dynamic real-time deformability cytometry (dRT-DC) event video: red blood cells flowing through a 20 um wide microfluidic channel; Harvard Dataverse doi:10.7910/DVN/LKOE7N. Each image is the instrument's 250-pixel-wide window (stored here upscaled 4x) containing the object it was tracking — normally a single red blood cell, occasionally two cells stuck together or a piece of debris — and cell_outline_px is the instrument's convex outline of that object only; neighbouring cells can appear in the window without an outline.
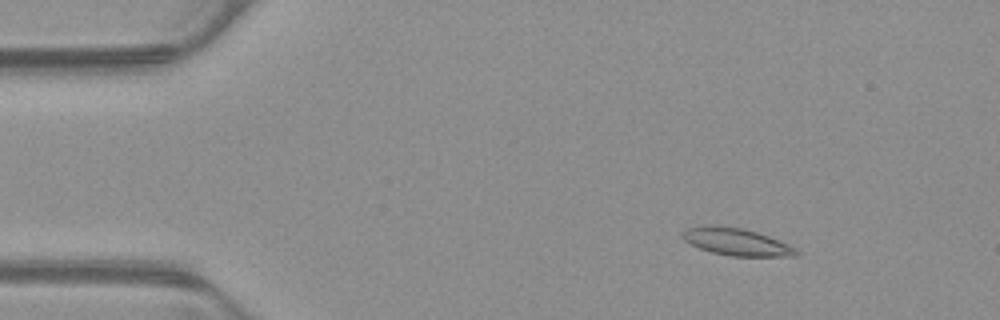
{"species": "common noctule bat (a hibernating species)", "species_latin": "Nyctalus noctula", "temperature_condition": "warm", "stored_images_in_passage": 54, "camera_frame_rate_fps": 3000, "um_per_image_px": 0.085, "animal": {"sex": "male", "body_mass_g": 23.1, "forearm_length_mm": 52.7}, "frame": {"image": 1, "passage_image": 8, "time_ms": 2.333, "image_size_px": [1000, 320], "cell_outline_px": [[800, 256], [728, 256], [712, 252], [700, 248], [684, 240], [680, 236], [688, 228], [708, 224], [716, 224], [744, 228], [768, 236], [788, 244], [796, 248], [800, 252]], "centroid_in_image_um": [62.61, 20.55], "position_along_channel_um": 22.4, "area_um2": 18.21}}
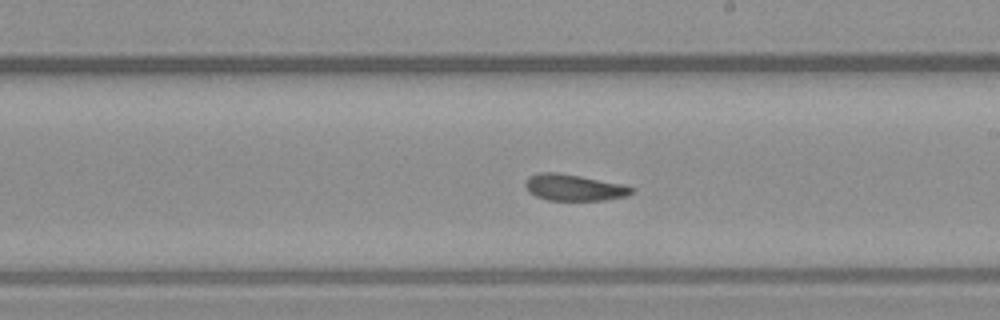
{"frame": {"image": 2, "passage_image": 31, "time_ms": 10.0, "image_size_px": [1000, 320], "cell_outline_px": [[636, 192], [628, 196], [604, 200], [548, 200], [536, 196], [528, 192], [524, 184], [524, 180], [528, 176], [540, 172], [556, 172], [580, 176], [624, 184], [636, 188]], "centroid_in_image_um": [48.81, 15.94], "position_along_channel_um": 240.2, "area_um2": 16.65}}
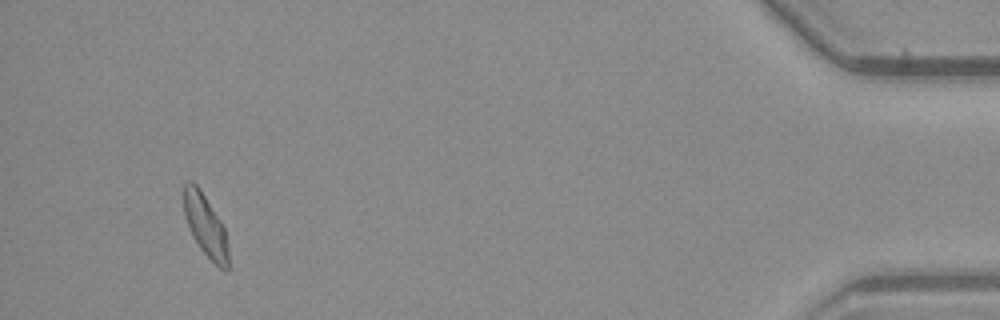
{"frame": {"image": 3, "passage_image": 51, "time_ms": 16.667, "image_size_px": [1000, 320], "cell_outline_px": [[228, 272], [220, 268], [200, 248], [192, 236], [184, 216], [184, 184], [188, 180], [192, 180], [200, 188], [220, 220], [224, 228], [228, 244]], "centroid_in_image_um": [17.46, 19.15], "position_along_channel_um": 417.7, "area_um2": 16.07}, "authors_computed_cell_mechanics": {"area_um2": 16.9932, "velocity_mm_per_s": 3.8497, "shape_relaxation_time_tau1_ms": 7.2261, "shape_relaxation_time_tau2_ms": 3.1067, "deformation_change_tau1": 0.162, "deformation_change_tau2": 0.0852}}